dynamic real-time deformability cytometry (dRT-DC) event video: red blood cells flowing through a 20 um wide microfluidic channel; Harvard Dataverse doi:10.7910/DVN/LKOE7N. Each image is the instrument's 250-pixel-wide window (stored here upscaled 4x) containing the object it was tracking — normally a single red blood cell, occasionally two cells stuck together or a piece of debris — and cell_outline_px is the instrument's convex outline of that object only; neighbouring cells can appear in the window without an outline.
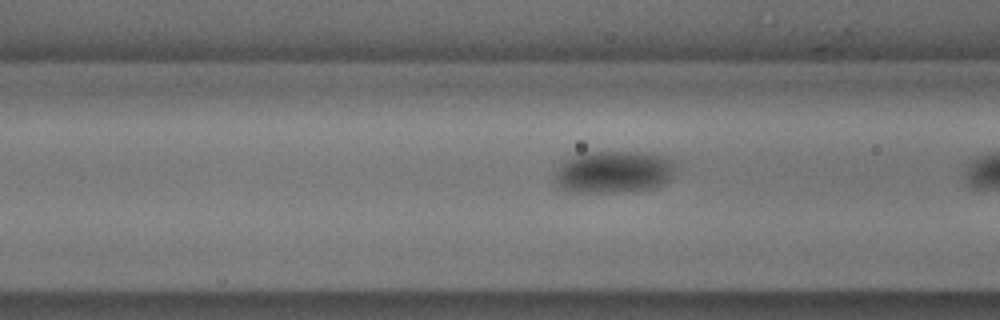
{"species": "common noctule bat (a hibernating species)", "species_latin": "Nyctalus noctula", "temperature_condition": "cold", "stored_images_in_passage": 19, "camera_frame_rate_fps": 3000, "um_per_image_px": 0.085, "animal": {"sex": "male", "body_mass_g": 18.8}, "frame": {"image": 1, "passage_image": 18, "time_ms": 5.667, "image_size_px": [1000, 320], "cell_outline_px": [[676, 168], [672, 180], [656, 188], [620, 192], [580, 192], [560, 188], [556, 184], [556, 172], [560, 164], [564, 160], [572, 156], [584, 152], [640, 152], [660, 156], [672, 160], [676, 164]], "centroid_in_image_um": [52.21, 14.62], "position_along_channel_um": 114.4, "area_um2": 29.88}}